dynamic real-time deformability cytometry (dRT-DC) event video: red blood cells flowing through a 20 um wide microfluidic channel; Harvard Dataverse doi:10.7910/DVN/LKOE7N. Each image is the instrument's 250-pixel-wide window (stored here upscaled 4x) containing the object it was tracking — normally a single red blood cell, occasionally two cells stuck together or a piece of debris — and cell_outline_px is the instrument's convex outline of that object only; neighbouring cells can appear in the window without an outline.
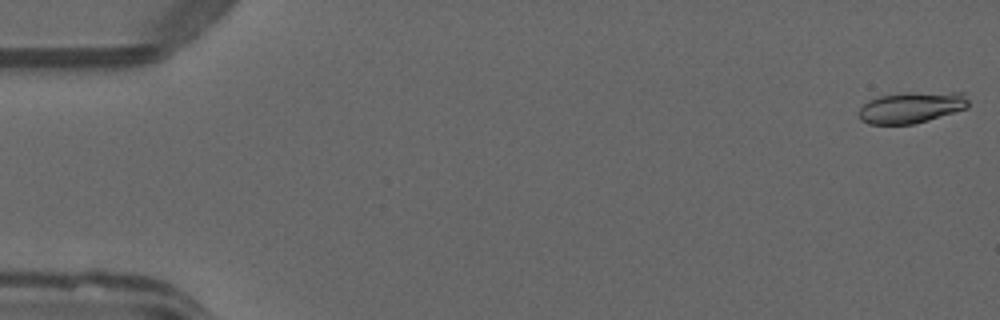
{"species": "common noctule bat (a hibernating species)", "species_latin": "Nyctalus noctula", "temperature_condition": "warm", "stored_images_in_passage": 18, "camera_frame_rate_fps": 3000, "um_per_image_px": 0.085, "animal": {"sex": "male", "forearm_length_mm": 52.5}, "frame": {"image": 1, "passage_image": 1, "time_ms": 0.0, "image_size_px": [1000, 320], "cell_outline_px": [[968, 108], [928, 120], [912, 124], [868, 124], [860, 120], [860, 108], [868, 100], [880, 96], [908, 92], [964, 92], [968, 100]], "centroid_in_image_um": [77.5, 9.12], "position_along_channel_um": 7.5, "area_um2": 20.0}}
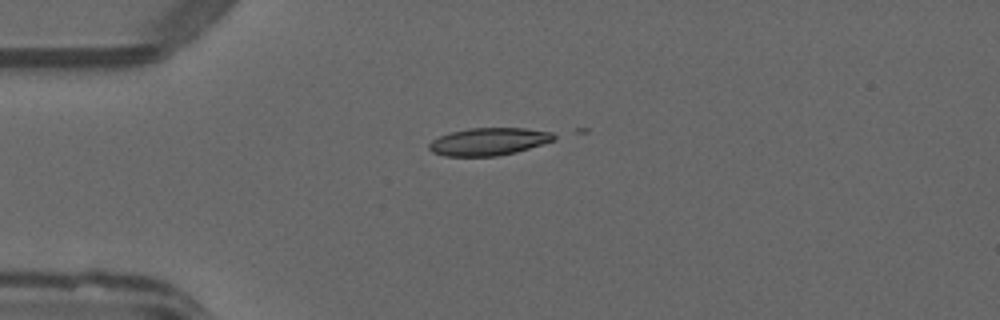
{"frame": {"image": 2, "passage_image": 13, "time_ms": 4.0, "image_size_px": [1000, 320], "cell_outline_px": [[556, 140], [516, 152], [496, 156], [444, 156], [432, 152], [428, 148], [428, 144], [432, 140], [440, 136], [452, 132], [468, 128], [524, 128], [552, 132], [556, 136]], "centroid_in_image_um": [41.55, 12.03], "position_along_channel_um": 43.5, "area_um2": 20.06}}
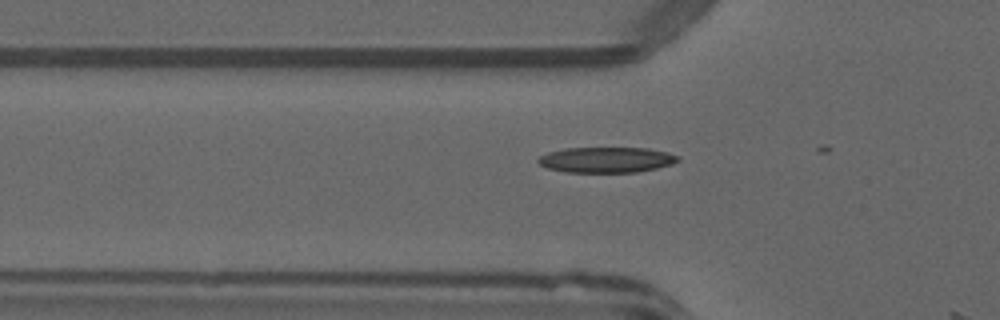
{"frame": {"image": 3, "passage_image": 17, "time_ms": 5.333, "image_size_px": [1000, 320], "cell_outline_px": [[680, 160], [672, 164], [656, 168], [636, 172], [564, 172], [548, 168], [540, 164], [536, 160], [540, 156], [548, 152], [564, 148], [648, 148], [668, 152], [680, 156]], "centroid_in_image_um": [51.56, 13.58], "position_along_channel_um": 74.2, "area_um2": 20.87}}